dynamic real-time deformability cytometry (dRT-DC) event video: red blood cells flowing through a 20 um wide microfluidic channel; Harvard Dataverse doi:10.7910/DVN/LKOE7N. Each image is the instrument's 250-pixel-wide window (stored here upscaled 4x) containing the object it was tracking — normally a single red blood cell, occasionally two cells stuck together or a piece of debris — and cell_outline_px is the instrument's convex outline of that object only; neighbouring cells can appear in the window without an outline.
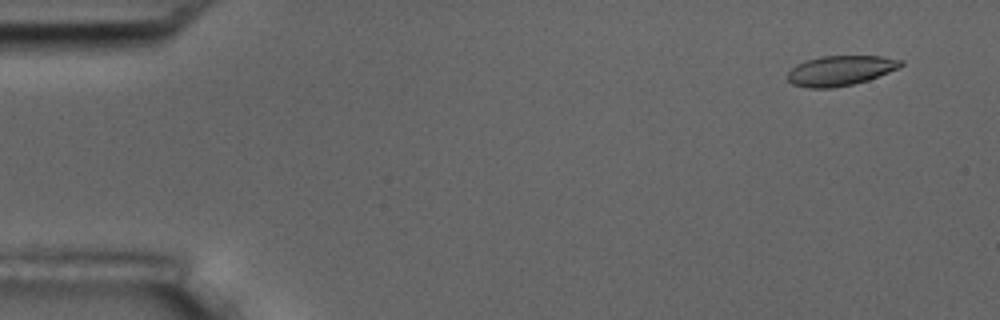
{"species": "common noctule bat (a hibernating species)", "species_latin": "Nyctalus noctula", "temperature_condition": "room temperature", "stored_images_in_passage": 8, "camera_frame_rate_fps": 3000, "um_per_image_px": 0.085, "animal": {"sex": "male", "body_mass_g": 17.5, "forearm_length_mm": 52.3}, "frame": {"image": 1, "passage_image": 2, "time_ms": 1.0, "image_size_px": [1000, 320], "cell_outline_px": [[904, 64], [900, 68], [868, 80], [852, 84], [832, 88], [808, 88], [792, 84], [784, 76], [796, 64], [820, 56], [880, 56], [904, 60]], "centroid_in_image_um": [71.43, 6.0], "position_along_channel_um": 13.6, "area_um2": 19.94}}
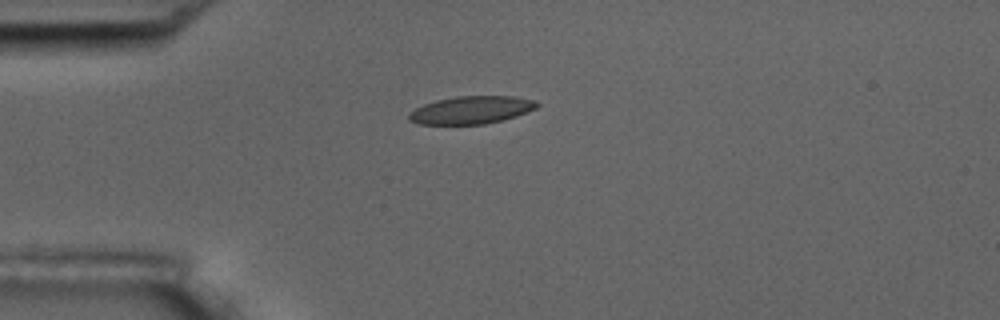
{"frame": {"image": 2, "passage_image": 5, "time_ms": 4.667, "image_size_px": [1000, 320], "cell_outline_px": [[540, 104], [536, 108], [516, 116], [484, 124], [420, 124], [408, 120], [408, 112], [424, 104], [436, 100], [456, 96], [516, 96], [536, 100]], "centroid_in_image_um": [40.06, 9.34], "position_along_channel_um": 44.9, "area_um2": 20.69}}